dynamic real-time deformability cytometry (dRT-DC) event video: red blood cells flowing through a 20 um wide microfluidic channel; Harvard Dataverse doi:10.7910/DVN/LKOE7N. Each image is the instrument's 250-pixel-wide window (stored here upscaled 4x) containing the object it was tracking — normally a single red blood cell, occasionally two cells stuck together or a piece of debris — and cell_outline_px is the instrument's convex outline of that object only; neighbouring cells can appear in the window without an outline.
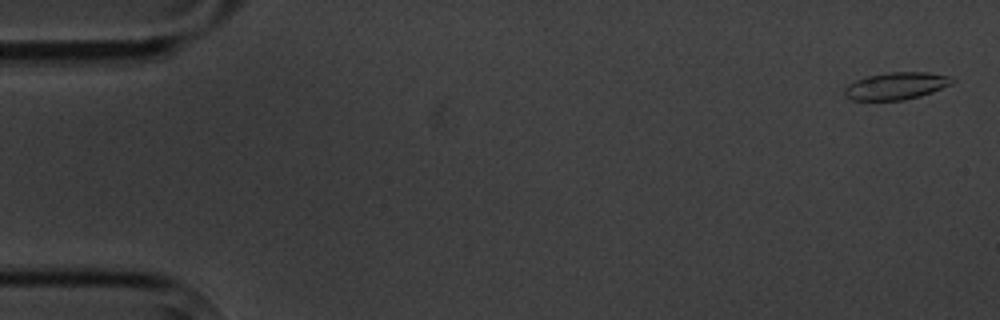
{"species": "common noctule bat (a hibernating species)", "species_latin": "Nyctalus noctula", "temperature_condition": "cold", "stored_images_in_passage": 11, "camera_frame_rate_fps": 3000, "um_per_image_px": 0.085, "animal": {"sex": "male", "body_mass_g": 20.1, "forearm_length_mm": 53.5}, "frame": {"image": 1, "passage_image": 1, "time_ms": 0.0, "image_size_px": [1000, 320], "cell_outline_px": [[956, 80], [952, 84], [932, 92], [920, 96], [904, 100], [852, 100], [844, 92], [844, 88], [848, 84], [856, 80], [868, 76], [888, 72], [928, 72], [948, 76]], "centroid_in_image_um": [76.2, 7.3], "position_along_channel_um": 8.8, "area_um2": 16.99}}
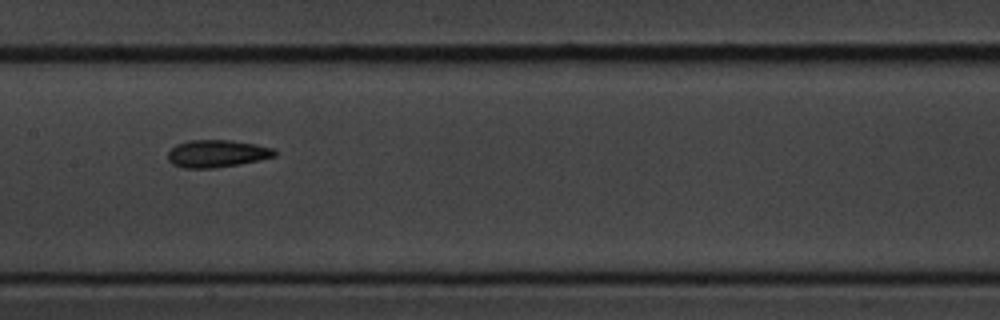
{"frame": {"image": 2, "passage_image": 8, "time_ms": 9.0, "image_size_px": [1000, 320], "cell_outline_px": [[276, 156], [260, 160], [216, 168], [184, 168], [172, 164], [168, 160], [168, 152], [176, 144], [188, 140], [232, 140], [256, 144], [272, 148], [276, 152]], "centroid_in_image_um": [18.43, 13.05], "position_along_channel_um": 189.0, "area_um2": 17.11}}
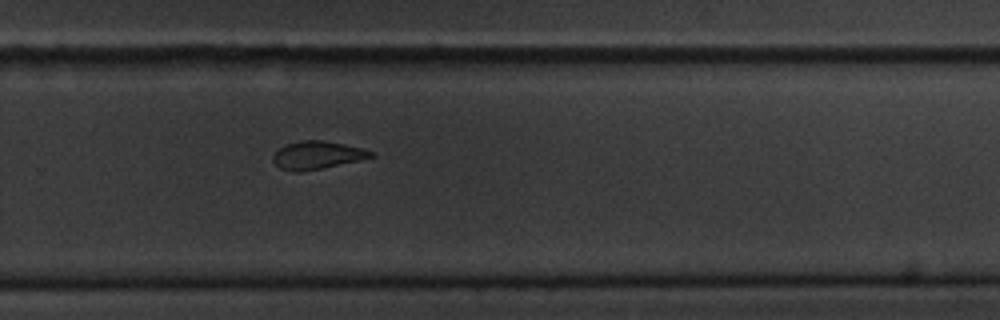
{"frame": {"image": 3, "passage_image": 11, "time_ms": 12.333, "image_size_px": [1000, 320], "cell_outline_px": [[376, 156], [360, 160], [300, 172], [292, 172], [280, 168], [272, 160], [272, 156], [284, 144], [304, 140], [324, 140], [364, 148], [372, 152]], "centroid_in_image_um": [26.95, 13.18], "position_along_channel_um": 302.8, "area_um2": 15.9}}